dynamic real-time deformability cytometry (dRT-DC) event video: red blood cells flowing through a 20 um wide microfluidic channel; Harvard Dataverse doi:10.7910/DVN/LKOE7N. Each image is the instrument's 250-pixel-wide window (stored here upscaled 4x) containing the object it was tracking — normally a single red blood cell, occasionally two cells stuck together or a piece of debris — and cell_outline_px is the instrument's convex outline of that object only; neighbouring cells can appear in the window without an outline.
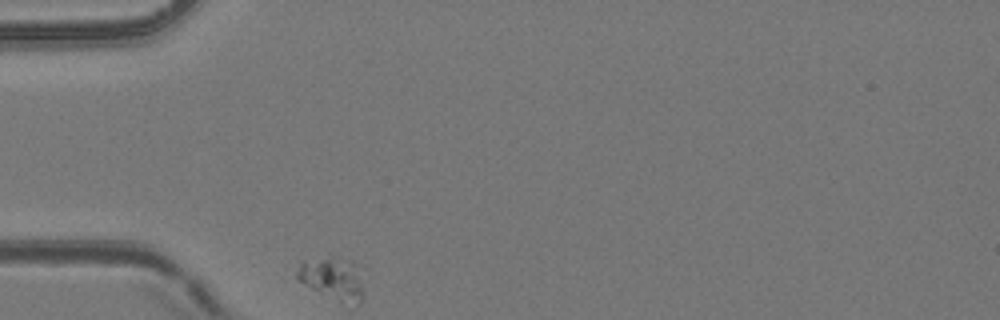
{"species": "common noctule bat (a hibernating species)", "species_latin": "Nyctalus noctula", "temperature_condition": "room temperature", "stored_images_in_passage": 1, "camera_frame_rate_fps": 3000, "um_per_image_px": 0.085, "animal": {"sex": "female", "body_mass_g": 24.6, "forearm_length_mm": 56.2}, "frame": {"image": 1, "passage_image": 1, "time_ms": 0.0, "image_size_px": [1000, 320], "cell_outline_px": [[364, 292], [360, 304], [340, 300], [312, 288], [296, 280], [296, 272], [300, 264], [304, 260], [352, 260]], "centroid_in_image_um": [28.23, 23.7], "position_along_channel_um": 56.8, "area_um2": 15.14}}